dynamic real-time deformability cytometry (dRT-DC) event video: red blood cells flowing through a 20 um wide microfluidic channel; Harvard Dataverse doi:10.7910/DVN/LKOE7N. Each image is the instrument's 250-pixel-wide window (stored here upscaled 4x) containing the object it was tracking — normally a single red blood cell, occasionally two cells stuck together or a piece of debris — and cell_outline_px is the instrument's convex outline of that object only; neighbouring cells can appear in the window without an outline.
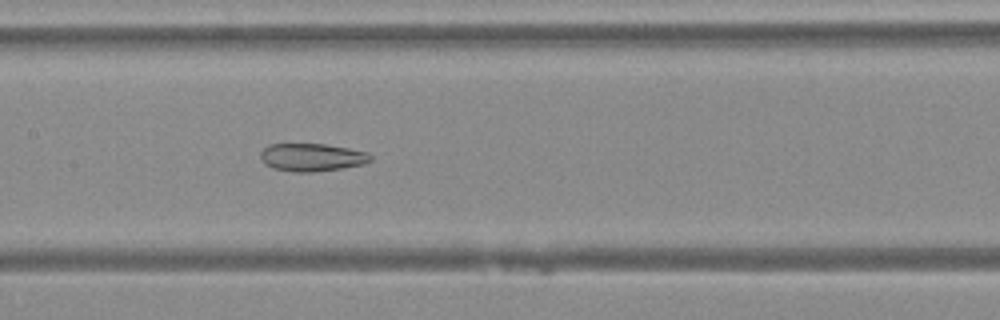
{"species": "Egyptian fruit bat (a non-hibernating species)", "species_latin": "Rousettus aegyptiacus", "temperature_condition": "warm", "stored_images_in_passage": 27, "camera_frame_rate_fps": 3000, "um_per_image_px": 0.085, "animal": {"sex": "female"}, "frame": {"image": 1, "passage_image": 20, "time_ms": 6.333, "image_size_px": [1000, 320], "cell_outline_px": [[372, 160], [364, 164], [344, 168], [312, 172], [292, 172], [272, 168], [264, 164], [260, 156], [260, 152], [268, 144], [324, 144], [348, 148], [368, 152], [372, 156]], "centroid_in_image_um": [26.51, 13.38], "position_along_channel_um": 180.9, "area_um2": 18.03}}